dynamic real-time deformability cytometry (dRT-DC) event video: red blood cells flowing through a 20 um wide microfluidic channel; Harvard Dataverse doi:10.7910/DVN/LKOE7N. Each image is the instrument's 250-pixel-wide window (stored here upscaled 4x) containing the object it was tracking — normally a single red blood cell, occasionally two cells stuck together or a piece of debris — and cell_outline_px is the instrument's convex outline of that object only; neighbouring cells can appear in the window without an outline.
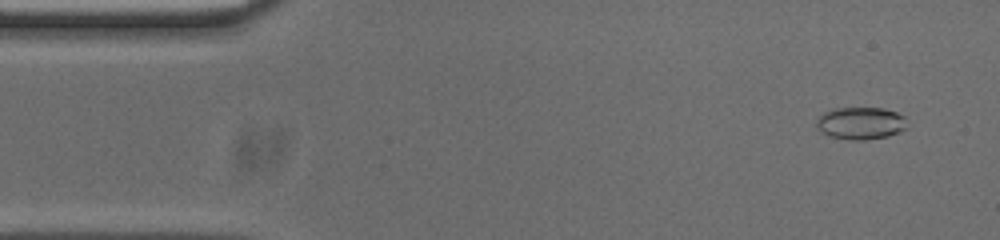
{"species": "common noctule bat (a hibernating species)", "species_latin": "Nyctalus noctula", "temperature_condition": "cold", "stored_images_in_passage": 54, "camera_frame_rate_fps": 3000, "um_per_image_px": 0.085, "animal": {"sex": "male", "body_mass_g": 20.0, "forearm_length_mm": 53.3}, "frame": {"image": 1, "passage_image": 4, "time_ms": 1.0, "image_size_px": [1000, 240], "cell_outline_px": [[904, 128], [888, 136], [864, 140], [848, 140], [828, 136], [816, 128], [816, 120], [824, 112], [832, 108], [884, 108], [896, 112], [904, 116]], "centroid_in_image_um": [73.08, 10.47], "position_along_channel_um": 11.9, "area_um2": 16.99}}
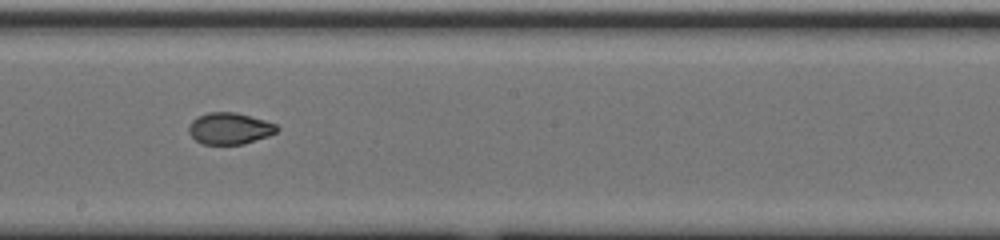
{"frame": {"image": 2, "passage_image": 29, "time_ms": 9.333, "image_size_px": [1000, 240], "cell_outline_px": [[280, 128], [276, 132], [268, 136], [244, 144], [204, 144], [196, 140], [188, 132], [188, 128], [192, 120], [196, 116], [208, 112], [236, 112], [264, 120], [276, 124]], "centroid_in_image_um": [19.51, 10.91], "position_along_channel_um": 228.7, "area_um2": 16.24}}
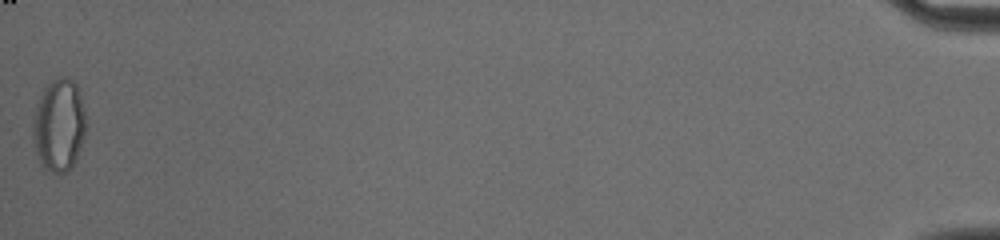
{"frame": {"image": 3, "passage_image": 54, "time_ms": 17.667, "image_size_px": [1000, 240], "cell_outline_px": [[84, 136], [76, 160], [72, 168], [68, 172], [44, 172], [40, 164], [36, 152], [32, 136], [32, 120], [40, 96], [44, 88], [48, 84], [60, 76], [68, 76], [76, 84], [80, 92], [84, 112]], "centroid_in_image_um": [4.99, 10.67], "position_along_channel_um": 430.2, "area_um2": 28.78}, "authors_computed_cell_mechanics": {"area_um2": 17.1088, "velocity_mm_per_s": 3.7422, "shape_relaxation_time_tau1_ms": null, "shape_relaxation_time_tau2_ms": 0.9863, "deformation_change_tau1": null, "deformation_change_tau2": 0.0428}}